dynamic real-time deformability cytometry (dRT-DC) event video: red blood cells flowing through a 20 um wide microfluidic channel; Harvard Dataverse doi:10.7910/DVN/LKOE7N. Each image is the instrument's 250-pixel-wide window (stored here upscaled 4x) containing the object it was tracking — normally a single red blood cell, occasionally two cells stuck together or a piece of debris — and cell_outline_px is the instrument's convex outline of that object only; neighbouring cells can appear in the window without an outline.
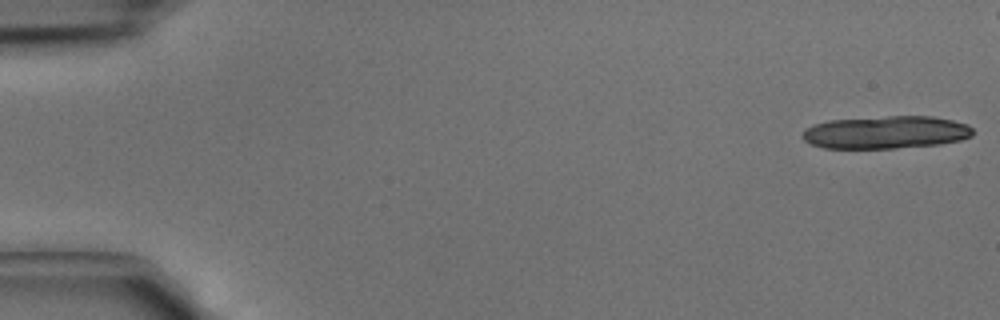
{"species": "common noctule bat (a hibernating species)", "species_latin": "Nyctalus noctula", "temperature_condition": "cold", "stored_images_in_passage": 16, "camera_frame_rate_fps": 3000, "um_per_image_px": 0.085, "animal": {"sex": "male", "body_mass_g": 15.6}, "frame": {"image": 1, "passage_image": 1, "time_ms": 0.0, "image_size_px": [1000, 320], "cell_outline_px": [[972, 136], [960, 140], [940, 144], [896, 148], [824, 148], [812, 144], [804, 140], [800, 136], [804, 128], [828, 120], [888, 116], [932, 116], [952, 120], [968, 124], [972, 128]], "centroid_in_image_um": [75.29, 11.24], "position_along_channel_um": 9.7, "area_um2": 32.6}}